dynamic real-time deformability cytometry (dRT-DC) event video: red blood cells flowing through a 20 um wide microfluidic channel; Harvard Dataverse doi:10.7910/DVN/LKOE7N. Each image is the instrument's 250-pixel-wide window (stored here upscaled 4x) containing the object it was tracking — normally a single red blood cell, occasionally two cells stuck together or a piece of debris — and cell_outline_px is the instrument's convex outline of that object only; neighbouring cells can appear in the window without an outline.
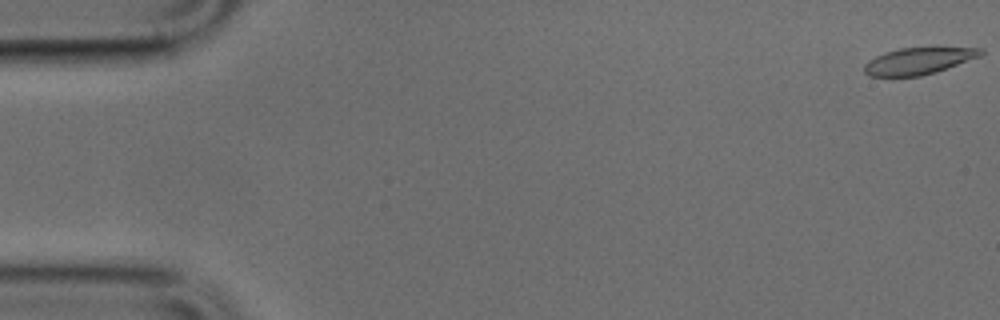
{"species": "common noctule bat (a hibernating species)", "species_latin": "Nyctalus noctula", "temperature_condition": "cold", "stored_images_in_passage": 13, "camera_frame_rate_fps": 3000, "um_per_image_px": 0.085, "animal": {"sex": "male", "body_mass_g": 17.9, "forearm_length_mm": 54.2}, "frame": {"image": 1, "passage_image": 1, "time_ms": 0.0, "image_size_px": [1000, 320], "cell_outline_px": [[984, 52], [980, 56], [920, 76], [868, 76], [864, 72], [864, 64], [868, 60], [884, 52], [900, 48], [980, 48]], "centroid_in_image_um": [77.98, 5.18], "position_along_channel_um": 7.0, "area_um2": 17.63}}